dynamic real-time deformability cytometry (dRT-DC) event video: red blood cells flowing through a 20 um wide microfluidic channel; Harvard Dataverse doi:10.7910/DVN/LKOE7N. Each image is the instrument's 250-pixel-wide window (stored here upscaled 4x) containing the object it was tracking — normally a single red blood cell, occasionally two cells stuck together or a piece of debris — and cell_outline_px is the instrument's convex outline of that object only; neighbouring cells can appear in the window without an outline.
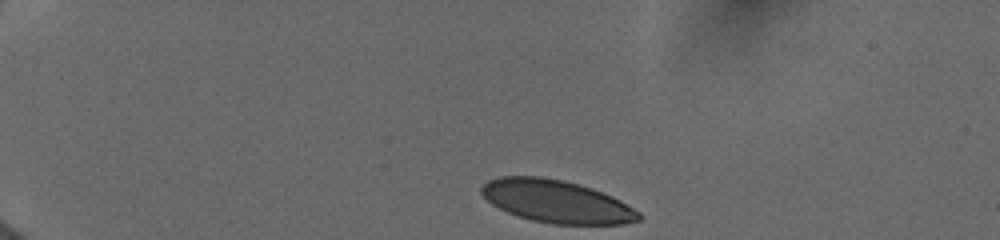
{"species": "human", "species_latin": "Homo sapiens", "temperature_condition": "cold", "stored_images_in_passage": 39, "camera_frame_rate_fps": 3000, "um_per_image_px": 0.085, "donor": {"sex": "female"}, "frame": {"image": 1, "passage_image": 1, "time_ms": 0.0, "image_size_px": [1000, 240], "cell_outline_px": [[640, 220], [624, 224], [552, 224], [532, 220], [516, 216], [492, 204], [480, 192], [480, 188], [488, 180], [500, 176], [540, 176], [564, 180], [592, 188], [612, 196], [620, 200], [640, 212]], "centroid_in_image_um": [47.3, 17.12], "position_along_channel_um": 37.7, "area_um2": 39.07}}
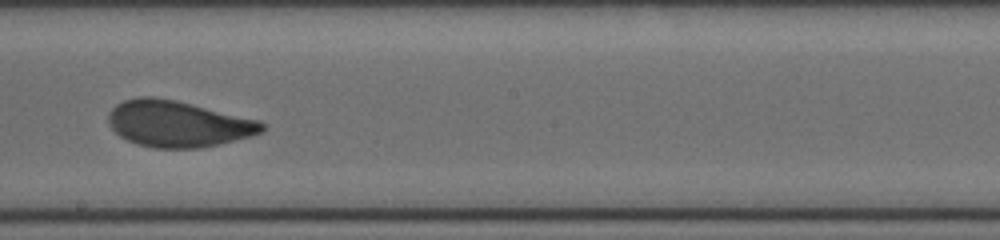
{"frame": {"image": 2, "passage_image": 22, "time_ms": 7.0, "image_size_px": [1000, 240], "cell_outline_px": [[268, 124], [264, 132], [252, 136], [200, 148], [152, 148], [128, 140], [120, 136], [108, 124], [108, 112], [116, 104], [124, 100], [136, 96], [152, 96], [176, 100], [260, 120]], "centroid_in_image_um": [15.15, 10.51], "position_along_channel_um": 233.0, "area_um2": 41.67}}
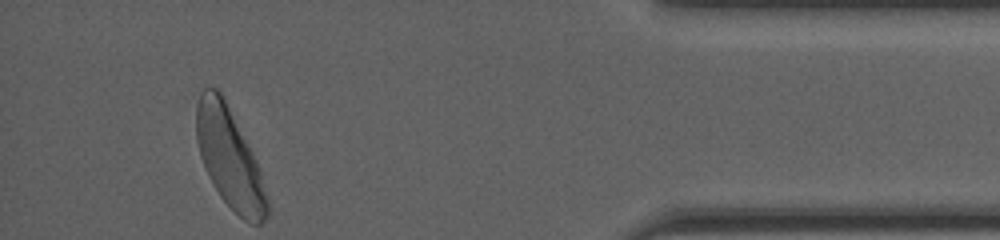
{"frame": {"image": 3, "passage_image": 38, "time_ms": 12.667, "image_size_px": [1000, 240], "cell_outline_px": [[268, 216], [260, 224], [252, 224], [244, 220], [220, 196], [212, 184], [204, 168], [200, 156], [196, 140], [196, 104], [200, 92], [204, 88], [220, 88], [224, 96], [260, 172], [268, 200]], "centroid_in_image_um": [19.47, 13.41], "position_along_channel_um": 415.7, "area_um2": 40.81}, "authors_computed_cell_mechanics": {"area_um2": 41.038, "velocity_mm_per_s": 3.9459, "shape_relaxation_time_tau1_ms": 3.689, "shape_relaxation_time_tau2_ms": null, "deformation_change_tau1": 0.1347, "deformation_change_tau2": null}}